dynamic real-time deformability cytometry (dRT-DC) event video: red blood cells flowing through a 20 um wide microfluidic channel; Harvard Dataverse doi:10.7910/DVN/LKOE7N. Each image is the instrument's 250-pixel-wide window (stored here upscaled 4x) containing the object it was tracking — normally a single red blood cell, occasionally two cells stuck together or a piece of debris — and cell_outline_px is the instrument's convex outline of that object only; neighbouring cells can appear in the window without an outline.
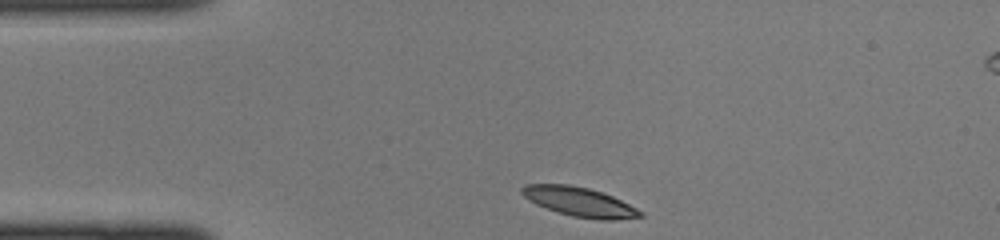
{"species": "common noctule bat (a hibernating species)", "species_latin": "Nyctalus noctula", "temperature_condition": "cold", "stored_images_in_passage": 36, "camera_frame_rate_fps": 3000, "um_per_image_px": 0.085, "animal": {"sex": "female", "body_mass_g": 22.0, "forearm_length_mm": 56.7}, "frame": {"image": 1, "passage_image": 1, "time_ms": 0.0, "image_size_px": [1000, 240], "cell_outline_px": [[644, 216], [616, 220], [600, 220], [572, 216], [536, 204], [528, 200], [520, 192], [520, 188], [524, 184], [568, 184], [588, 188], [612, 196], [644, 212]], "centroid_in_image_um": [49.25, 17.15], "position_along_channel_um": 35.8, "area_um2": 20.06}}
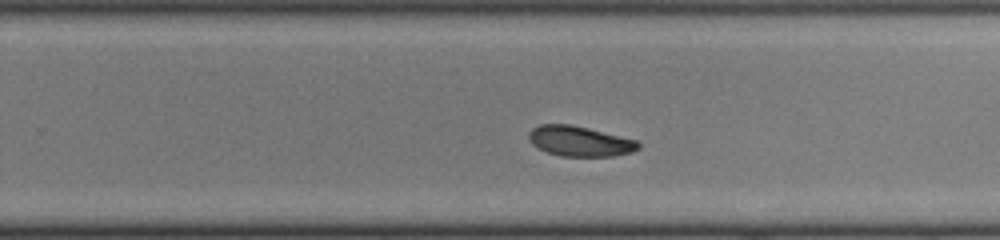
{"frame": {"image": 2, "passage_image": 20, "time_ms": 6.333, "image_size_px": [1000, 240], "cell_outline_px": [[640, 148], [632, 152], [612, 156], [560, 156], [536, 148], [528, 140], [528, 132], [532, 128], [540, 124], [572, 124], [636, 140], [640, 144]], "centroid_in_image_um": [49.23, 12.0], "position_along_channel_um": 280.6, "area_um2": 19.36}}
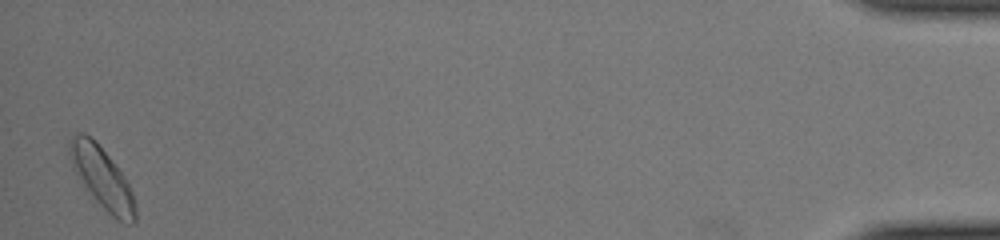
{"frame": {"image": 3, "passage_image": 36, "time_ms": 11.667, "image_size_px": [1000, 240], "cell_outline_px": [[136, 220], [132, 224], [128, 224], [116, 220], [84, 188], [72, 168], [68, 152], [68, 144], [72, 136], [76, 132], [84, 132], [108, 156], [124, 176], [132, 192], [136, 204]], "centroid_in_image_um": [8.66, 15.15], "position_along_channel_um": 426.5, "area_um2": 23.29}}